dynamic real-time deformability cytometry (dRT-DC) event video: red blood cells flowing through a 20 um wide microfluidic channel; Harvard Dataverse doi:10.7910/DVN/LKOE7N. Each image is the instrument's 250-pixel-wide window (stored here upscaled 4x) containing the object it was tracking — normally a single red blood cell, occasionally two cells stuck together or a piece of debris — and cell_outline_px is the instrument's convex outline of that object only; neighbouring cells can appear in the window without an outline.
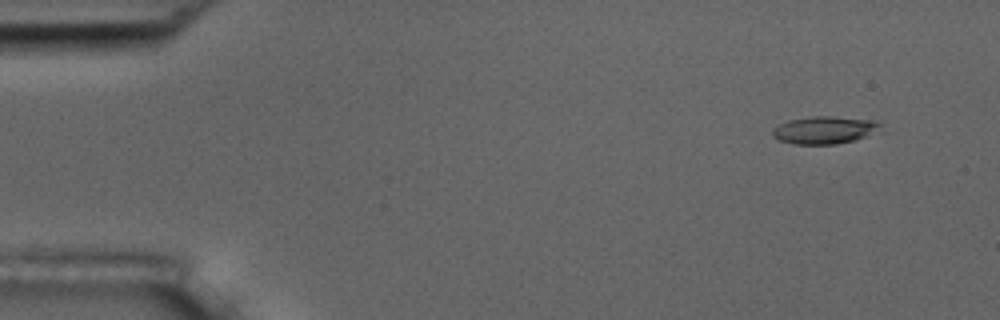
{"species": "common noctule bat (a hibernating species)", "species_latin": "Nyctalus noctula", "temperature_condition": "room temperature", "stored_images_in_passage": 6, "camera_frame_rate_fps": 3000, "um_per_image_px": 0.085, "animal": {"sex": "male", "body_mass_g": 17.5, "forearm_length_mm": 52.3}, "frame": {"image": 1, "passage_image": 1, "time_ms": 0.0, "image_size_px": [1000, 320], "cell_outline_px": [[884, 132], [856, 140], [836, 144], [792, 144], [776, 140], [772, 136], [772, 128], [788, 120], [812, 116], [832, 116], [872, 120], [880, 124]], "centroid_in_image_um": [70.12, 11.06], "position_along_channel_um": 14.9, "area_um2": 17.8}}
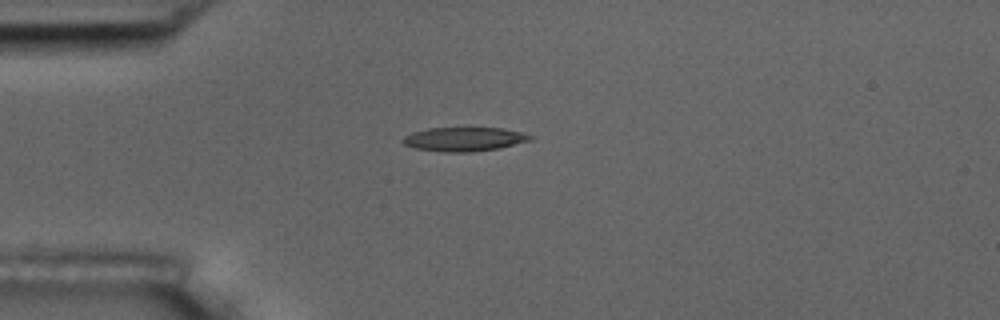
{"frame": {"image": 2, "passage_image": 4, "time_ms": 3.333, "image_size_px": [1000, 320], "cell_outline_px": [[532, 140], [500, 148], [472, 152], [444, 152], [416, 148], [404, 144], [400, 140], [404, 136], [412, 132], [428, 128], [500, 128], [520, 132], [532, 136]], "centroid_in_image_um": [39.43, 11.83], "position_along_channel_um": 45.6, "area_um2": 17.74}}
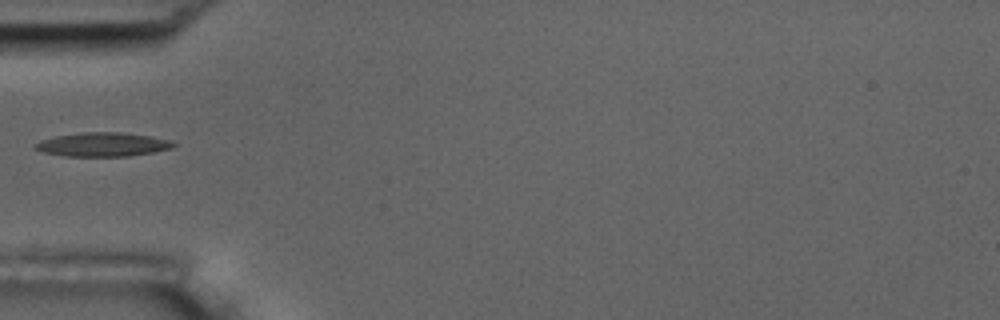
{"frame": {"image": 3, "passage_image": 5, "time_ms": 4.667, "image_size_px": [1000, 320], "cell_outline_px": [[176, 144], [172, 148], [152, 152], [128, 156], [64, 156], [44, 152], [32, 148], [32, 144], [40, 140], [56, 136], [84, 132], [124, 132], [152, 136], [168, 140]], "centroid_in_image_um": [8.68, 12.27], "position_along_channel_um": 76.3, "area_um2": 19.31}}